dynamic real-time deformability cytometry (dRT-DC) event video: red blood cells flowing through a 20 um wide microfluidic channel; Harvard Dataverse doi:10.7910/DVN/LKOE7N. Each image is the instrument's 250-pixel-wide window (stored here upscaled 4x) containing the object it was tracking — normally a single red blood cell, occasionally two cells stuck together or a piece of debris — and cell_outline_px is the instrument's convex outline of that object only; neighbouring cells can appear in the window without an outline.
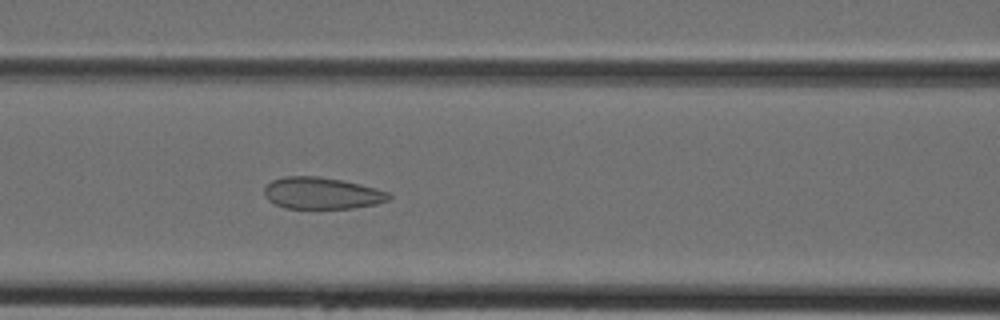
{"species": "Egyptian fruit bat (a non-hibernating species)", "species_latin": "Rousettus aegyptiacus", "temperature_condition": "cold", "stored_images_in_passage": 30, "camera_frame_rate_fps": 3000, "um_per_image_px": 0.085, "animal": {"sex": "female"}, "frame": {"image": 1, "passage_image": 5, "time_ms": 1.333, "image_size_px": [1000, 320], "cell_outline_px": [[392, 196], [388, 200], [376, 204], [352, 208], [284, 208], [268, 200], [264, 196], [264, 188], [272, 180], [284, 176], [320, 176], [344, 180], [376, 188], [388, 192]], "centroid_in_image_um": [27.35, 16.41], "position_along_channel_um": 139.3, "area_um2": 23.12}}
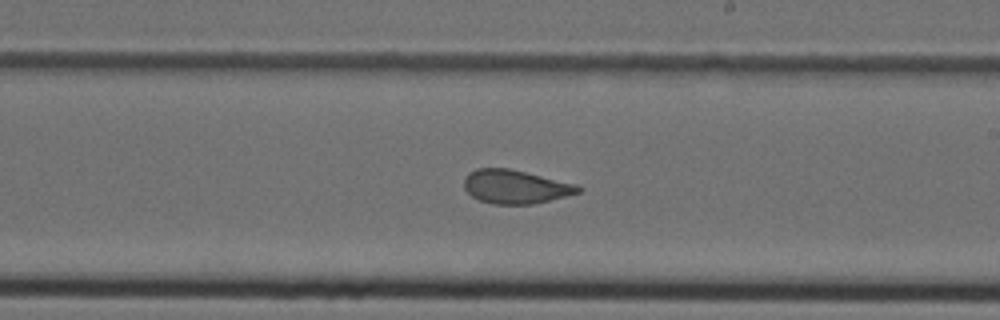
{"frame": {"image": 2, "passage_image": 12, "time_ms": 3.667, "image_size_px": [1000, 320], "cell_outline_px": [[584, 188], [580, 192], [532, 204], [492, 204], [480, 200], [472, 196], [464, 188], [464, 176], [468, 172], [476, 168], [508, 168], [576, 184]], "centroid_in_image_um": [43.77, 15.86], "position_along_channel_um": 245.2, "area_um2": 22.25}}
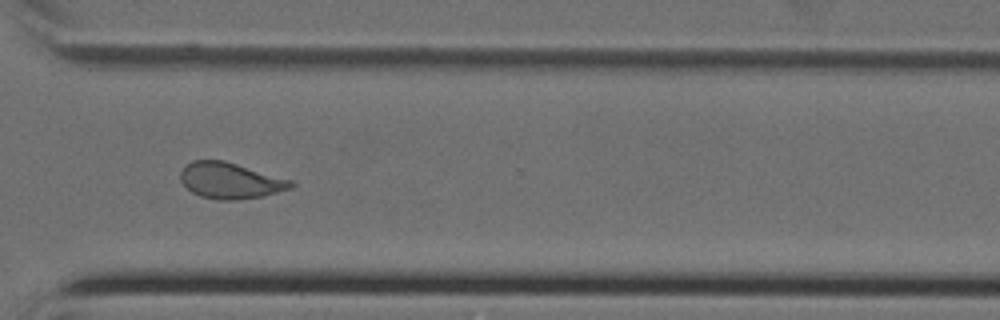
{"frame": {"image": 3, "passage_image": 19, "time_ms": 6.0, "image_size_px": [1000, 320], "cell_outline_px": [[296, 184], [292, 188], [260, 196], [236, 200], [216, 200], [200, 196], [192, 192], [180, 180], [180, 172], [184, 164], [192, 160], [224, 160], [292, 180]], "centroid_in_image_um": [19.55, 15.34], "position_along_channel_um": 351.1, "area_um2": 23.24}}